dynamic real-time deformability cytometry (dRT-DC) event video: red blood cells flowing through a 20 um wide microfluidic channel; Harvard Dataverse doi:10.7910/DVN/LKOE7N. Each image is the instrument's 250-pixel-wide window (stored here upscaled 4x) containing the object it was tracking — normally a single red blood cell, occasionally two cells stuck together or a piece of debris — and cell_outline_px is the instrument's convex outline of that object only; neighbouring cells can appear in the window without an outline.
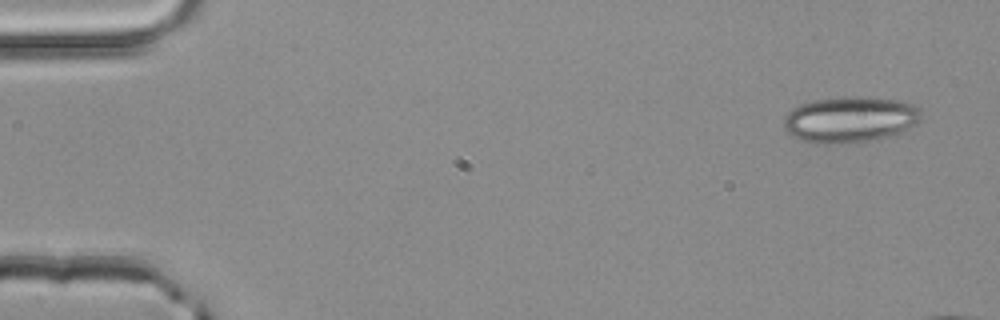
{"species": "common noctule bat (a hibernating species)", "species_latin": "Nyctalus noctula", "temperature_condition": "room temperature", "stored_images_in_passage": 3, "camera_frame_rate_fps": 3000, "um_per_image_px": 0.085, "animal": {"sex": "male", "body_mass_g": 20.4}, "frame": {"image": 1, "passage_image": 1, "time_ms": 0.0, "image_size_px": [1000, 320], "cell_outline_px": [[920, 120], [916, 124], [888, 136], [868, 140], [836, 144], [812, 144], [800, 140], [792, 136], [784, 128], [784, 116], [792, 108], [800, 104], [816, 100], [844, 96], [868, 96], [904, 100], [920, 108]], "centroid_in_image_um": [72.22, 10.14], "position_along_channel_um": 12.8, "area_um2": 37.11}}